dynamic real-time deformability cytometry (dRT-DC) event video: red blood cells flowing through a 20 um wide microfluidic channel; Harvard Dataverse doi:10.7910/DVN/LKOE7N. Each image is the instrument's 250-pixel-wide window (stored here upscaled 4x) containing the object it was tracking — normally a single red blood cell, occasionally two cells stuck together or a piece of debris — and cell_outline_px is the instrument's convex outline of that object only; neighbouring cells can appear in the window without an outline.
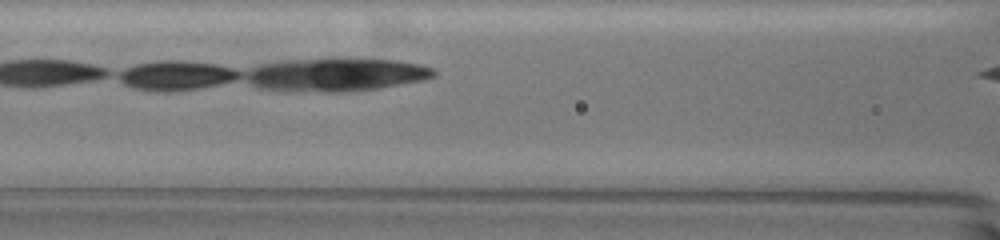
{"species": "common noctule bat (a hibernating species)", "species_latin": "Nyctalus noctula", "temperature_condition": "warm", "stored_images_in_passage": 24, "camera_frame_rate_fps": 3000, "um_per_image_px": 0.085, "animal": {"sex": "female", "body_mass_g": 19.5, "forearm_length_mm": 54.1}, "frame": {"image": 1, "passage_image": 5, "time_ms": 1.333, "image_size_px": [1000, 240], "cell_outline_px": [[428, 72], [420, 76], [372, 84], [316, 84], [260, 80], [256, 76], [256, 72], [272, 68], [316, 64], [388, 64], [420, 68]], "centroid_in_image_um": [28.91, 6.27], "position_along_channel_um": 137.7, "area_um2": 19.77}}